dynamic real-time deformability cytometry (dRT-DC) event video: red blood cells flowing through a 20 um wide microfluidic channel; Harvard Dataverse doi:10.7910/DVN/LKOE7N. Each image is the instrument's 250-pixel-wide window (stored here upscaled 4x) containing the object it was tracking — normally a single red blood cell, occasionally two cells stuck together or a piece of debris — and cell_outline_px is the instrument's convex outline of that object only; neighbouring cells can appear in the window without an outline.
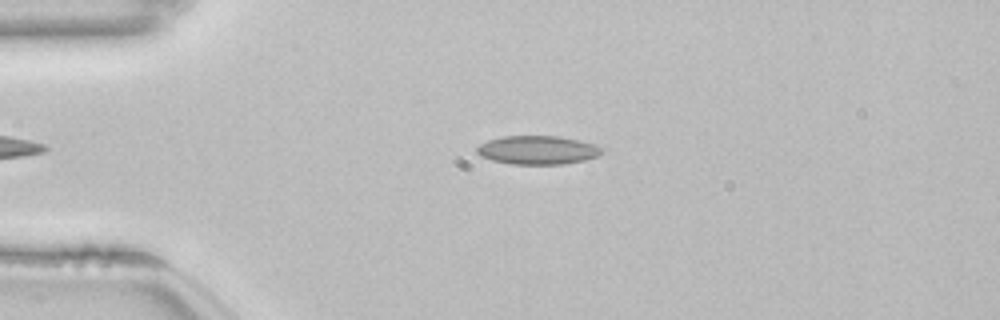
{"species": "common noctule bat (a hibernating species)", "species_latin": "Nyctalus noctula", "temperature_condition": "room temperature", "stored_images_in_passage": 41, "camera_frame_rate_fps": 3000, "um_per_image_px": 0.085, "animal": {"sex": "female", "body_mass_g": 22.7, "forearm_length_mm": 54.2}, "frame": {"image": 1, "passage_image": 5, "time_ms": 1.333, "image_size_px": [1000, 320], "cell_outline_px": [[604, 152], [600, 156], [584, 160], [564, 164], [512, 164], [492, 160], [480, 156], [476, 152], [476, 148], [480, 144], [488, 140], [500, 136], [560, 136], [592, 144], [604, 148]], "centroid_in_image_um": [45.7, 12.75], "position_along_channel_um": 39.3, "area_um2": 20.92}}
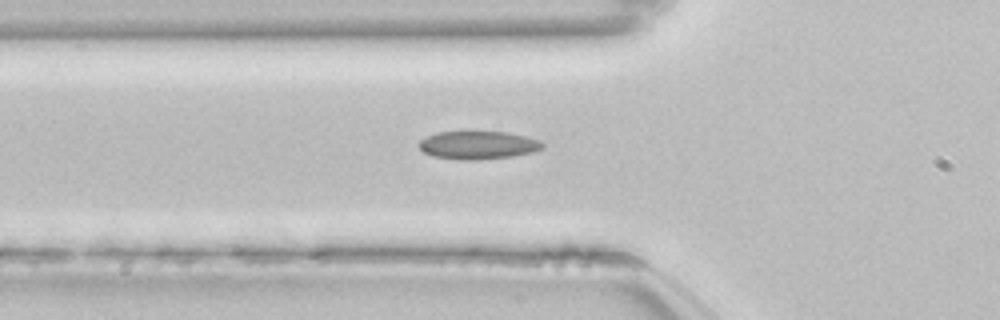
{"frame": {"image": 2, "passage_image": 11, "time_ms": 3.333, "image_size_px": [1000, 320], "cell_outline_px": [[544, 144], [540, 148], [532, 152], [512, 156], [476, 160], [460, 160], [432, 156], [424, 152], [420, 148], [420, 140], [436, 132], [504, 132], [524, 136], [540, 140]], "centroid_in_image_um": [40.61, 12.34], "position_along_channel_um": 85.2, "area_um2": 19.94}}
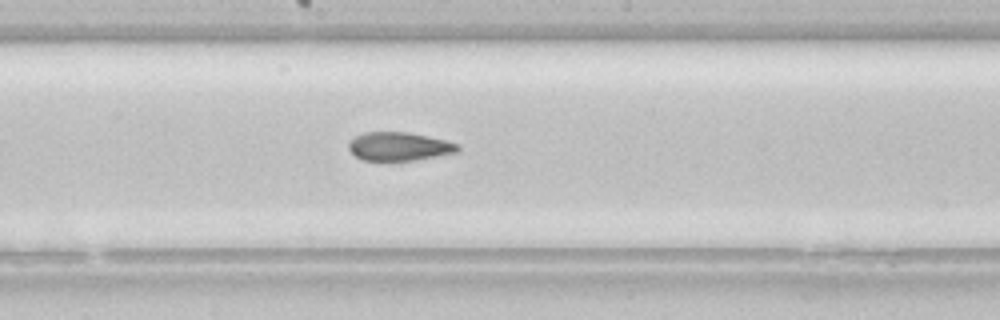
{"frame": {"image": 3, "passage_image": 21, "time_ms": 6.667, "image_size_px": [1000, 320], "cell_outline_px": [[460, 152], [416, 160], [360, 160], [348, 148], [348, 144], [356, 136], [364, 132], [408, 132], [444, 140], [460, 144]], "centroid_in_image_um": [33.96, 12.45], "position_along_channel_um": 214.2, "area_um2": 18.09}, "authors_computed_cell_mechanics": {"area_um2": 19.2474, "velocity_mm_per_s": 3.8465, "shape_relaxation_time_tau1_ms": null, "shape_relaxation_time_tau2_ms": 3.3532, "deformation_change_tau1": null, "deformation_change_tau2": 0.0982}}